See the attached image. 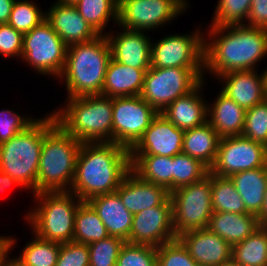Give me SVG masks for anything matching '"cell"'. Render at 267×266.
<instances>
[{
  "instance_id": "obj_49",
  "label": "cell",
  "mask_w": 267,
  "mask_h": 266,
  "mask_svg": "<svg viewBox=\"0 0 267 266\" xmlns=\"http://www.w3.org/2000/svg\"><path fill=\"white\" fill-rule=\"evenodd\" d=\"M1 266H24L16 257L13 259L7 256Z\"/></svg>"
},
{
  "instance_id": "obj_15",
  "label": "cell",
  "mask_w": 267,
  "mask_h": 266,
  "mask_svg": "<svg viewBox=\"0 0 267 266\" xmlns=\"http://www.w3.org/2000/svg\"><path fill=\"white\" fill-rule=\"evenodd\" d=\"M177 239L173 228L172 201L142 210L133 215L129 243L153 247Z\"/></svg>"
},
{
  "instance_id": "obj_2",
  "label": "cell",
  "mask_w": 267,
  "mask_h": 266,
  "mask_svg": "<svg viewBox=\"0 0 267 266\" xmlns=\"http://www.w3.org/2000/svg\"><path fill=\"white\" fill-rule=\"evenodd\" d=\"M131 170L129 150L114 142L82 143L69 192L81 201L113 193Z\"/></svg>"
},
{
  "instance_id": "obj_35",
  "label": "cell",
  "mask_w": 267,
  "mask_h": 266,
  "mask_svg": "<svg viewBox=\"0 0 267 266\" xmlns=\"http://www.w3.org/2000/svg\"><path fill=\"white\" fill-rule=\"evenodd\" d=\"M209 173V168L200 160L180 153L172 157V191L180 186L202 180Z\"/></svg>"
},
{
  "instance_id": "obj_53",
  "label": "cell",
  "mask_w": 267,
  "mask_h": 266,
  "mask_svg": "<svg viewBox=\"0 0 267 266\" xmlns=\"http://www.w3.org/2000/svg\"><path fill=\"white\" fill-rule=\"evenodd\" d=\"M265 101L267 102V89H265Z\"/></svg>"
},
{
  "instance_id": "obj_44",
  "label": "cell",
  "mask_w": 267,
  "mask_h": 266,
  "mask_svg": "<svg viewBox=\"0 0 267 266\" xmlns=\"http://www.w3.org/2000/svg\"><path fill=\"white\" fill-rule=\"evenodd\" d=\"M249 27L267 29V0H252L248 16Z\"/></svg>"
},
{
  "instance_id": "obj_23",
  "label": "cell",
  "mask_w": 267,
  "mask_h": 266,
  "mask_svg": "<svg viewBox=\"0 0 267 266\" xmlns=\"http://www.w3.org/2000/svg\"><path fill=\"white\" fill-rule=\"evenodd\" d=\"M87 202L97 212L110 236L129 242L133 215L116 192L92 197Z\"/></svg>"
},
{
  "instance_id": "obj_39",
  "label": "cell",
  "mask_w": 267,
  "mask_h": 266,
  "mask_svg": "<svg viewBox=\"0 0 267 266\" xmlns=\"http://www.w3.org/2000/svg\"><path fill=\"white\" fill-rule=\"evenodd\" d=\"M116 266H157L156 247L125 242Z\"/></svg>"
},
{
  "instance_id": "obj_48",
  "label": "cell",
  "mask_w": 267,
  "mask_h": 266,
  "mask_svg": "<svg viewBox=\"0 0 267 266\" xmlns=\"http://www.w3.org/2000/svg\"><path fill=\"white\" fill-rule=\"evenodd\" d=\"M257 217L261 225L267 226V189L265 192V197H264V202H263L261 212L257 215Z\"/></svg>"
},
{
  "instance_id": "obj_34",
  "label": "cell",
  "mask_w": 267,
  "mask_h": 266,
  "mask_svg": "<svg viewBox=\"0 0 267 266\" xmlns=\"http://www.w3.org/2000/svg\"><path fill=\"white\" fill-rule=\"evenodd\" d=\"M29 241L16 258L24 266H55L61 243L51 242L38 237Z\"/></svg>"
},
{
  "instance_id": "obj_13",
  "label": "cell",
  "mask_w": 267,
  "mask_h": 266,
  "mask_svg": "<svg viewBox=\"0 0 267 266\" xmlns=\"http://www.w3.org/2000/svg\"><path fill=\"white\" fill-rule=\"evenodd\" d=\"M151 67L204 68V35L200 29L192 34H171L151 43Z\"/></svg>"
},
{
  "instance_id": "obj_6",
  "label": "cell",
  "mask_w": 267,
  "mask_h": 266,
  "mask_svg": "<svg viewBox=\"0 0 267 266\" xmlns=\"http://www.w3.org/2000/svg\"><path fill=\"white\" fill-rule=\"evenodd\" d=\"M82 142L57 123L44 135L37 173L36 194L69 192Z\"/></svg>"
},
{
  "instance_id": "obj_19",
  "label": "cell",
  "mask_w": 267,
  "mask_h": 266,
  "mask_svg": "<svg viewBox=\"0 0 267 266\" xmlns=\"http://www.w3.org/2000/svg\"><path fill=\"white\" fill-rule=\"evenodd\" d=\"M115 192L132 215L164 205L170 199V191L165 187L142 180L132 170L125 175Z\"/></svg>"
},
{
  "instance_id": "obj_8",
  "label": "cell",
  "mask_w": 267,
  "mask_h": 266,
  "mask_svg": "<svg viewBox=\"0 0 267 266\" xmlns=\"http://www.w3.org/2000/svg\"><path fill=\"white\" fill-rule=\"evenodd\" d=\"M204 68L150 67L140 96L158 113L192 91L204 78Z\"/></svg>"
},
{
  "instance_id": "obj_11",
  "label": "cell",
  "mask_w": 267,
  "mask_h": 266,
  "mask_svg": "<svg viewBox=\"0 0 267 266\" xmlns=\"http://www.w3.org/2000/svg\"><path fill=\"white\" fill-rule=\"evenodd\" d=\"M186 0H124L118 4L120 28L134 31H149L167 25L184 13Z\"/></svg>"
},
{
  "instance_id": "obj_54",
  "label": "cell",
  "mask_w": 267,
  "mask_h": 266,
  "mask_svg": "<svg viewBox=\"0 0 267 266\" xmlns=\"http://www.w3.org/2000/svg\"><path fill=\"white\" fill-rule=\"evenodd\" d=\"M122 1H124V0H116V2L119 4L120 2H122Z\"/></svg>"
},
{
  "instance_id": "obj_24",
  "label": "cell",
  "mask_w": 267,
  "mask_h": 266,
  "mask_svg": "<svg viewBox=\"0 0 267 266\" xmlns=\"http://www.w3.org/2000/svg\"><path fill=\"white\" fill-rule=\"evenodd\" d=\"M147 70L137 69L110 59L101 95L115 98L141 94Z\"/></svg>"
},
{
  "instance_id": "obj_21",
  "label": "cell",
  "mask_w": 267,
  "mask_h": 266,
  "mask_svg": "<svg viewBox=\"0 0 267 266\" xmlns=\"http://www.w3.org/2000/svg\"><path fill=\"white\" fill-rule=\"evenodd\" d=\"M256 70L231 71L217 77L224 83L222 92L245 110L265 100L263 73Z\"/></svg>"
},
{
  "instance_id": "obj_38",
  "label": "cell",
  "mask_w": 267,
  "mask_h": 266,
  "mask_svg": "<svg viewBox=\"0 0 267 266\" xmlns=\"http://www.w3.org/2000/svg\"><path fill=\"white\" fill-rule=\"evenodd\" d=\"M242 136L267 147V102L265 100L246 110Z\"/></svg>"
},
{
  "instance_id": "obj_36",
  "label": "cell",
  "mask_w": 267,
  "mask_h": 266,
  "mask_svg": "<svg viewBox=\"0 0 267 266\" xmlns=\"http://www.w3.org/2000/svg\"><path fill=\"white\" fill-rule=\"evenodd\" d=\"M46 19V13L29 0H15L8 24L25 34Z\"/></svg>"
},
{
  "instance_id": "obj_40",
  "label": "cell",
  "mask_w": 267,
  "mask_h": 266,
  "mask_svg": "<svg viewBox=\"0 0 267 266\" xmlns=\"http://www.w3.org/2000/svg\"><path fill=\"white\" fill-rule=\"evenodd\" d=\"M156 254L157 266H199L178 239L158 246Z\"/></svg>"
},
{
  "instance_id": "obj_29",
  "label": "cell",
  "mask_w": 267,
  "mask_h": 266,
  "mask_svg": "<svg viewBox=\"0 0 267 266\" xmlns=\"http://www.w3.org/2000/svg\"><path fill=\"white\" fill-rule=\"evenodd\" d=\"M131 170L142 180L172 191V157L130 155Z\"/></svg>"
},
{
  "instance_id": "obj_7",
  "label": "cell",
  "mask_w": 267,
  "mask_h": 266,
  "mask_svg": "<svg viewBox=\"0 0 267 266\" xmlns=\"http://www.w3.org/2000/svg\"><path fill=\"white\" fill-rule=\"evenodd\" d=\"M34 197L38 207L25 216L32 232L51 242H72L75 214L82 201L71 192H40Z\"/></svg>"
},
{
  "instance_id": "obj_5",
  "label": "cell",
  "mask_w": 267,
  "mask_h": 266,
  "mask_svg": "<svg viewBox=\"0 0 267 266\" xmlns=\"http://www.w3.org/2000/svg\"><path fill=\"white\" fill-rule=\"evenodd\" d=\"M56 124L52 113L37 118L23 132L0 144V170L36 194L37 173L44 135Z\"/></svg>"
},
{
  "instance_id": "obj_31",
  "label": "cell",
  "mask_w": 267,
  "mask_h": 266,
  "mask_svg": "<svg viewBox=\"0 0 267 266\" xmlns=\"http://www.w3.org/2000/svg\"><path fill=\"white\" fill-rule=\"evenodd\" d=\"M110 236L94 208L82 201L75 214L73 242L89 244Z\"/></svg>"
},
{
  "instance_id": "obj_37",
  "label": "cell",
  "mask_w": 267,
  "mask_h": 266,
  "mask_svg": "<svg viewBox=\"0 0 267 266\" xmlns=\"http://www.w3.org/2000/svg\"><path fill=\"white\" fill-rule=\"evenodd\" d=\"M125 242L121 238L108 236L100 241L89 243V266H116Z\"/></svg>"
},
{
  "instance_id": "obj_16",
  "label": "cell",
  "mask_w": 267,
  "mask_h": 266,
  "mask_svg": "<svg viewBox=\"0 0 267 266\" xmlns=\"http://www.w3.org/2000/svg\"><path fill=\"white\" fill-rule=\"evenodd\" d=\"M184 130L177 128L162 113H158L129 155H160L173 157L182 153Z\"/></svg>"
},
{
  "instance_id": "obj_20",
  "label": "cell",
  "mask_w": 267,
  "mask_h": 266,
  "mask_svg": "<svg viewBox=\"0 0 267 266\" xmlns=\"http://www.w3.org/2000/svg\"><path fill=\"white\" fill-rule=\"evenodd\" d=\"M46 20L67 46L86 43L99 36L72 4L55 2L46 12Z\"/></svg>"
},
{
  "instance_id": "obj_10",
  "label": "cell",
  "mask_w": 267,
  "mask_h": 266,
  "mask_svg": "<svg viewBox=\"0 0 267 266\" xmlns=\"http://www.w3.org/2000/svg\"><path fill=\"white\" fill-rule=\"evenodd\" d=\"M68 46L45 19L30 32L23 34L22 60L39 74L61 75Z\"/></svg>"
},
{
  "instance_id": "obj_27",
  "label": "cell",
  "mask_w": 267,
  "mask_h": 266,
  "mask_svg": "<svg viewBox=\"0 0 267 266\" xmlns=\"http://www.w3.org/2000/svg\"><path fill=\"white\" fill-rule=\"evenodd\" d=\"M221 137L208 121L185 130L182 153L200 160L209 169L213 165Z\"/></svg>"
},
{
  "instance_id": "obj_52",
  "label": "cell",
  "mask_w": 267,
  "mask_h": 266,
  "mask_svg": "<svg viewBox=\"0 0 267 266\" xmlns=\"http://www.w3.org/2000/svg\"><path fill=\"white\" fill-rule=\"evenodd\" d=\"M264 85L265 89H267V68L263 71Z\"/></svg>"
},
{
  "instance_id": "obj_26",
  "label": "cell",
  "mask_w": 267,
  "mask_h": 266,
  "mask_svg": "<svg viewBox=\"0 0 267 266\" xmlns=\"http://www.w3.org/2000/svg\"><path fill=\"white\" fill-rule=\"evenodd\" d=\"M261 226L258 217L251 213L213 212L207 228L234 246Z\"/></svg>"
},
{
  "instance_id": "obj_4",
  "label": "cell",
  "mask_w": 267,
  "mask_h": 266,
  "mask_svg": "<svg viewBox=\"0 0 267 266\" xmlns=\"http://www.w3.org/2000/svg\"><path fill=\"white\" fill-rule=\"evenodd\" d=\"M111 49L105 35L68 46L60 81L65 80L67 98L101 95Z\"/></svg>"
},
{
  "instance_id": "obj_32",
  "label": "cell",
  "mask_w": 267,
  "mask_h": 266,
  "mask_svg": "<svg viewBox=\"0 0 267 266\" xmlns=\"http://www.w3.org/2000/svg\"><path fill=\"white\" fill-rule=\"evenodd\" d=\"M212 209L214 212L248 213L230 177L211 173Z\"/></svg>"
},
{
  "instance_id": "obj_17",
  "label": "cell",
  "mask_w": 267,
  "mask_h": 266,
  "mask_svg": "<svg viewBox=\"0 0 267 266\" xmlns=\"http://www.w3.org/2000/svg\"><path fill=\"white\" fill-rule=\"evenodd\" d=\"M177 239L199 266H218L232 259V246L208 228L186 231Z\"/></svg>"
},
{
  "instance_id": "obj_41",
  "label": "cell",
  "mask_w": 267,
  "mask_h": 266,
  "mask_svg": "<svg viewBox=\"0 0 267 266\" xmlns=\"http://www.w3.org/2000/svg\"><path fill=\"white\" fill-rule=\"evenodd\" d=\"M21 116L10 109L0 111V144L23 132L36 120Z\"/></svg>"
},
{
  "instance_id": "obj_42",
  "label": "cell",
  "mask_w": 267,
  "mask_h": 266,
  "mask_svg": "<svg viewBox=\"0 0 267 266\" xmlns=\"http://www.w3.org/2000/svg\"><path fill=\"white\" fill-rule=\"evenodd\" d=\"M55 266H89L88 244L62 243Z\"/></svg>"
},
{
  "instance_id": "obj_14",
  "label": "cell",
  "mask_w": 267,
  "mask_h": 266,
  "mask_svg": "<svg viewBox=\"0 0 267 266\" xmlns=\"http://www.w3.org/2000/svg\"><path fill=\"white\" fill-rule=\"evenodd\" d=\"M267 165V147L240 136L220 139L217 155L209 172L220 177H231L240 171Z\"/></svg>"
},
{
  "instance_id": "obj_3",
  "label": "cell",
  "mask_w": 267,
  "mask_h": 266,
  "mask_svg": "<svg viewBox=\"0 0 267 266\" xmlns=\"http://www.w3.org/2000/svg\"><path fill=\"white\" fill-rule=\"evenodd\" d=\"M67 100L65 108L51 112L66 133L82 143L113 142V98L86 95Z\"/></svg>"
},
{
  "instance_id": "obj_46",
  "label": "cell",
  "mask_w": 267,
  "mask_h": 266,
  "mask_svg": "<svg viewBox=\"0 0 267 266\" xmlns=\"http://www.w3.org/2000/svg\"><path fill=\"white\" fill-rule=\"evenodd\" d=\"M15 0H0V24L8 23Z\"/></svg>"
},
{
  "instance_id": "obj_45",
  "label": "cell",
  "mask_w": 267,
  "mask_h": 266,
  "mask_svg": "<svg viewBox=\"0 0 267 266\" xmlns=\"http://www.w3.org/2000/svg\"><path fill=\"white\" fill-rule=\"evenodd\" d=\"M15 242L16 240L13 237L0 236V266L4 259L9 255V252L13 249L12 247L15 245Z\"/></svg>"
},
{
  "instance_id": "obj_33",
  "label": "cell",
  "mask_w": 267,
  "mask_h": 266,
  "mask_svg": "<svg viewBox=\"0 0 267 266\" xmlns=\"http://www.w3.org/2000/svg\"><path fill=\"white\" fill-rule=\"evenodd\" d=\"M74 6L80 15L99 34L105 35L103 31L108 26L110 18L118 21V3L116 0H79Z\"/></svg>"
},
{
  "instance_id": "obj_30",
  "label": "cell",
  "mask_w": 267,
  "mask_h": 266,
  "mask_svg": "<svg viewBox=\"0 0 267 266\" xmlns=\"http://www.w3.org/2000/svg\"><path fill=\"white\" fill-rule=\"evenodd\" d=\"M232 259L240 266H267V226L232 246Z\"/></svg>"
},
{
  "instance_id": "obj_47",
  "label": "cell",
  "mask_w": 267,
  "mask_h": 266,
  "mask_svg": "<svg viewBox=\"0 0 267 266\" xmlns=\"http://www.w3.org/2000/svg\"><path fill=\"white\" fill-rule=\"evenodd\" d=\"M19 186L23 188L13 177L0 170V192H4L10 186Z\"/></svg>"
},
{
  "instance_id": "obj_50",
  "label": "cell",
  "mask_w": 267,
  "mask_h": 266,
  "mask_svg": "<svg viewBox=\"0 0 267 266\" xmlns=\"http://www.w3.org/2000/svg\"><path fill=\"white\" fill-rule=\"evenodd\" d=\"M218 266H240V265H238L233 259H231V260L224 262Z\"/></svg>"
},
{
  "instance_id": "obj_43",
  "label": "cell",
  "mask_w": 267,
  "mask_h": 266,
  "mask_svg": "<svg viewBox=\"0 0 267 266\" xmlns=\"http://www.w3.org/2000/svg\"><path fill=\"white\" fill-rule=\"evenodd\" d=\"M23 34L8 23L0 24V54L4 57L22 58Z\"/></svg>"
},
{
  "instance_id": "obj_1",
  "label": "cell",
  "mask_w": 267,
  "mask_h": 266,
  "mask_svg": "<svg viewBox=\"0 0 267 266\" xmlns=\"http://www.w3.org/2000/svg\"><path fill=\"white\" fill-rule=\"evenodd\" d=\"M209 27V39L204 38V70L216 79L231 71L255 70L267 56V29L247 25Z\"/></svg>"
},
{
  "instance_id": "obj_12",
  "label": "cell",
  "mask_w": 267,
  "mask_h": 266,
  "mask_svg": "<svg viewBox=\"0 0 267 266\" xmlns=\"http://www.w3.org/2000/svg\"><path fill=\"white\" fill-rule=\"evenodd\" d=\"M113 142L130 150L158 112L140 95L113 98Z\"/></svg>"
},
{
  "instance_id": "obj_28",
  "label": "cell",
  "mask_w": 267,
  "mask_h": 266,
  "mask_svg": "<svg viewBox=\"0 0 267 266\" xmlns=\"http://www.w3.org/2000/svg\"><path fill=\"white\" fill-rule=\"evenodd\" d=\"M230 179L240 194L248 213L258 215L261 212L267 189V165L253 170L240 171Z\"/></svg>"
},
{
  "instance_id": "obj_9",
  "label": "cell",
  "mask_w": 267,
  "mask_h": 266,
  "mask_svg": "<svg viewBox=\"0 0 267 266\" xmlns=\"http://www.w3.org/2000/svg\"><path fill=\"white\" fill-rule=\"evenodd\" d=\"M173 228L176 235L208 227L212 209L211 173L193 184L170 192Z\"/></svg>"
},
{
  "instance_id": "obj_51",
  "label": "cell",
  "mask_w": 267,
  "mask_h": 266,
  "mask_svg": "<svg viewBox=\"0 0 267 266\" xmlns=\"http://www.w3.org/2000/svg\"><path fill=\"white\" fill-rule=\"evenodd\" d=\"M77 1H79V0H57L56 2L61 3V4H72V5H74Z\"/></svg>"
},
{
  "instance_id": "obj_22",
  "label": "cell",
  "mask_w": 267,
  "mask_h": 266,
  "mask_svg": "<svg viewBox=\"0 0 267 266\" xmlns=\"http://www.w3.org/2000/svg\"><path fill=\"white\" fill-rule=\"evenodd\" d=\"M204 82L205 80H202L192 91L178 97L162 111V114L177 128L185 131L207 121L208 103L203 99L200 91L203 89Z\"/></svg>"
},
{
  "instance_id": "obj_25",
  "label": "cell",
  "mask_w": 267,
  "mask_h": 266,
  "mask_svg": "<svg viewBox=\"0 0 267 266\" xmlns=\"http://www.w3.org/2000/svg\"><path fill=\"white\" fill-rule=\"evenodd\" d=\"M214 101V104H208L207 116L213 129L221 138L242 135L246 110L222 91Z\"/></svg>"
},
{
  "instance_id": "obj_18",
  "label": "cell",
  "mask_w": 267,
  "mask_h": 266,
  "mask_svg": "<svg viewBox=\"0 0 267 266\" xmlns=\"http://www.w3.org/2000/svg\"><path fill=\"white\" fill-rule=\"evenodd\" d=\"M118 35L105 34L111 58L124 65L148 70L151 67V39L144 31L121 28Z\"/></svg>"
}]
</instances>
